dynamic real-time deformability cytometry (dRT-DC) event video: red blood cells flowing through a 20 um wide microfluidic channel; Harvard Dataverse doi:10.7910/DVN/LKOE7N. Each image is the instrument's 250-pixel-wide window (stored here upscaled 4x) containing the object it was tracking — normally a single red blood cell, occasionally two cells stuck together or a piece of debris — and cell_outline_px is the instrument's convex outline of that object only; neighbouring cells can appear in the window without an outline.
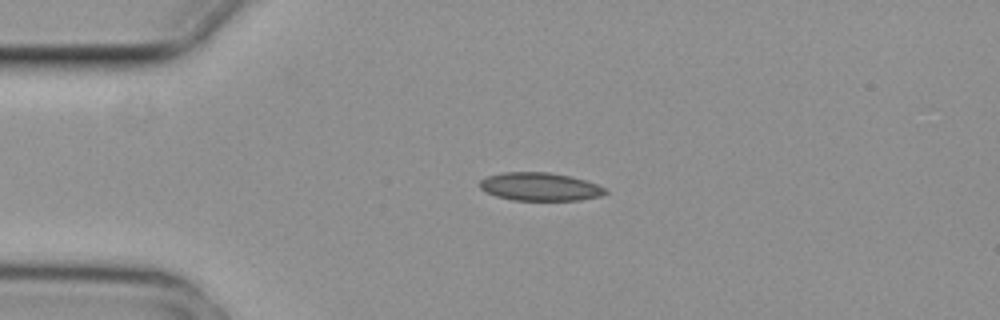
{"species": "common noctule bat (a hibernating species)", "species_latin": "Nyctalus noctula", "temperature_condition": "cold", "stored_images_in_passage": 3, "camera_frame_rate_fps": 3000, "um_per_image_px": 0.085, "animal": {"sex": "female", "body_mass_g": 29.2, "forearm_length_mm": 56.3}, "frame": {"image": 1, "passage_image": 1, "time_ms": 0.0, "image_size_px": [1000, 320], "cell_outline_px": [[608, 192], [600, 196], [580, 200], [512, 200], [496, 196], [484, 192], [480, 188], [480, 180], [488, 176], [504, 172], [548, 172], [568, 176], [584, 180], [596, 184], [604, 188]], "centroid_in_image_um": [45.86, 15.87], "position_along_channel_um": 39.1, "area_um2": 20.46}}
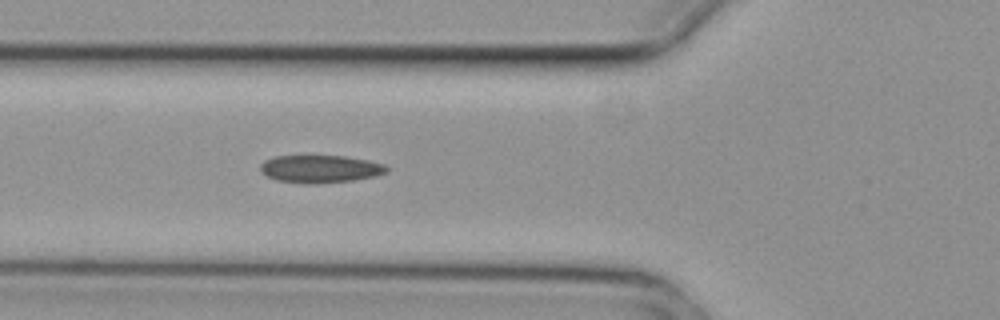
{"frame": {"image": 2, "passage_image": 3, "time_ms": 0.667, "image_size_px": [1000, 320], "cell_outline_px": [[388, 172], [376, 176], [352, 180], [312, 184], [308, 184], [276, 180], [260, 172], [260, 164], [264, 160], [276, 156], [344, 156], [368, 160], [384, 164], [388, 168]], "centroid_in_image_um": [27.21, 14.36], "position_along_channel_um": 98.6, "area_um2": 20.35}}